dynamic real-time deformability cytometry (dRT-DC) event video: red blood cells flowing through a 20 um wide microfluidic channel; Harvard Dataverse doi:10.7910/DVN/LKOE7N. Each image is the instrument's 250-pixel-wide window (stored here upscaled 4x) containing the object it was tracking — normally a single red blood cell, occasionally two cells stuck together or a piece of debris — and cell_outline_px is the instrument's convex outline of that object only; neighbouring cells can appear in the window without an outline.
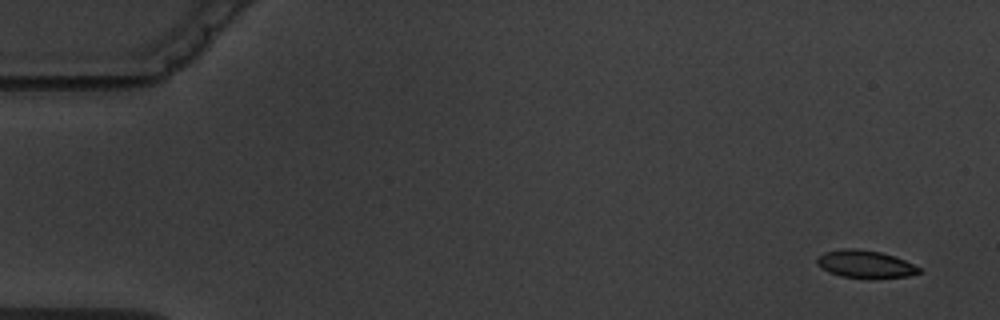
{"species": "common noctule bat (a hibernating species)", "species_latin": "Nyctalus noctula", "temperature_condition": "warm", "stored_images_in_passage": 5, "camera_frame_rate_fps": 3000, "um_per_image_px": 0.085, "animal": {"sex": "male", "body_mass_g": 19.5, "forearm_length_mm": 54.6}, "frame": {"image": 1, "passage_image": 1, "time_ms": 0.0, "image_size_px": [1000, 320], "cell_outline_px": [[924, 272], [908, 276], [840, 276], [828, 272], [816, 264], [816, 260], [824, 252], [844, 248], [852, 248], [880, 252], [904, 260], [920, 268]], "centroid_in_image_um": [73.51, 22.42], "position_along_channel_um": 11.5, "area_um2": 15.72}}
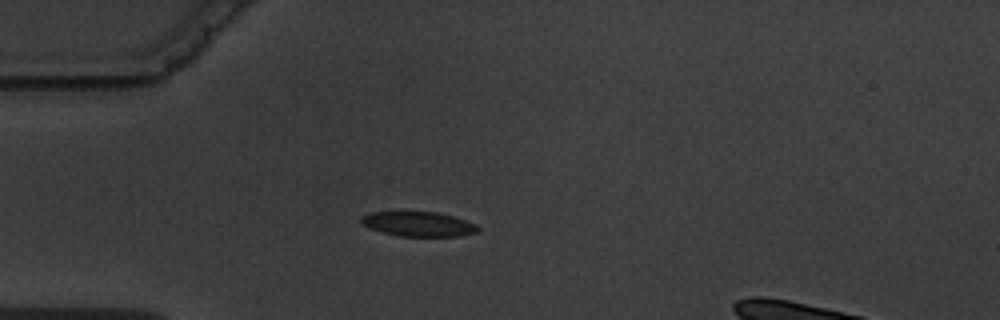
{"frame": {"image": 2, "passage_image": 5, "time_ms": 4.333, "image_size_px": [1000, 320], "cell_outline_px": [[480, 228], [476, 232], [460, 236], [400, 236], [380, 232], [368, 228], [360, 224], [360, 220], [364, 216], [372, 212], [436, 212], [452, 216], [476, 224]], "centroid_in_image_um": [35.53, 19.05], "position_along_channel_um": 49.5, "area_um2": 16.7}}